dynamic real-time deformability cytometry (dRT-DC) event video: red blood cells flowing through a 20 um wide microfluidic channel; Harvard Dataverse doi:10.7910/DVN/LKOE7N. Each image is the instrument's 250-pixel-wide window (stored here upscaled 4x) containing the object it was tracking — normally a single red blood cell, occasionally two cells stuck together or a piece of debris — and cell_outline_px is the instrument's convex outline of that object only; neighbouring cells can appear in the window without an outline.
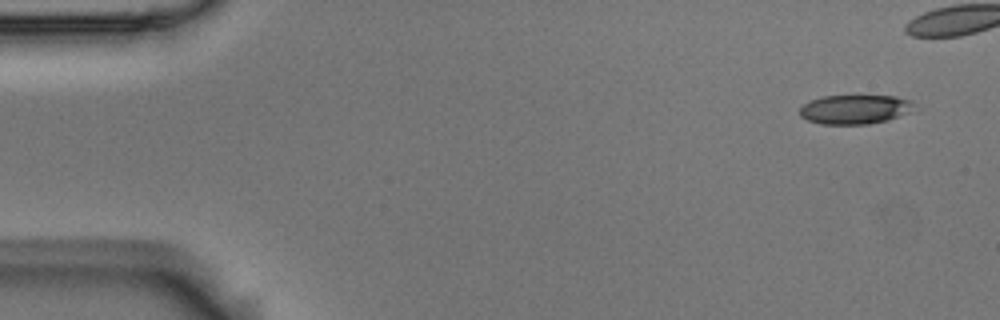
{"species": "Egyptian fruit bat (a non-hibernating species)", "species_latin": "Rousettus aegyptiacus", "temperature_condition": "room temperature", "stored_images_in_passage": 7, "segment_of_instrument_passage": [1, 2], "camera_frame_rate_fps": 3000, "um_per_image_px": 0.085, "animal": {"sex": "male"}, "frame": {"image": 1, "passage_image": 1, "time_ms": 0.0, "image_size_px": [1000, 320], "cell_outline_px": [[912, 100], [896, 116], [888, 120], [868, 124], [820, 124], [808, 120], [800, 116], [800, 108], [804, 104], [812, 100], [824, 96], [896, 96]], "centroid_in_image_um": [72.5, 9.3], "position_along_channel_um": 12.5, "area_um2": 18.61}}
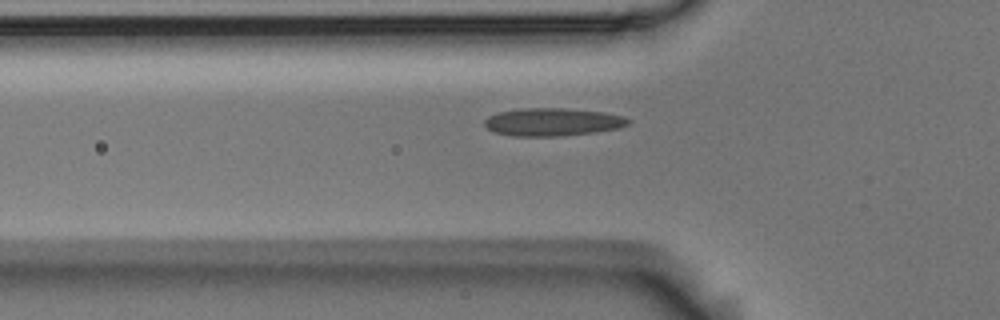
{"frame": {"image": 2, "passage_image": 6, "time_ms": 1.667, "image_size_px": [1000, 320], "cell_outline_px": [[632, 120], [628, 124], [620, 128], [596, 132], [560, 136], [512, 136], [492, 132], [484, 124], [484, 120], [488, 116], [500, 112], [524, 108], [564, 108], [604, 112], [624, 116]], "centroid_in_image_um": [46.99, 10.37], "position_along_channel_um": 78.8, "area_um2": 23.47}}